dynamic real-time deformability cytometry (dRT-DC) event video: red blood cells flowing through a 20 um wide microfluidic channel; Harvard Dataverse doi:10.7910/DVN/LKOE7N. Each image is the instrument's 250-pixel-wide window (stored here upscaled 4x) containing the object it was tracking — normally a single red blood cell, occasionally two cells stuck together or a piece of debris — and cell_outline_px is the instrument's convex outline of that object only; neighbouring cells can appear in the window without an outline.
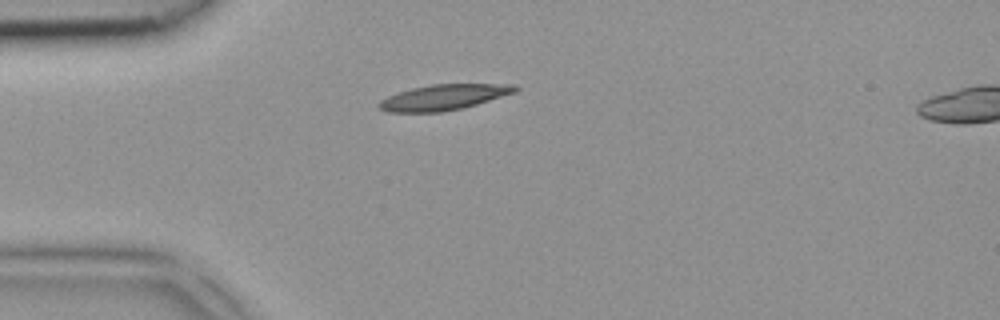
{"species": "common noctule bat (a hibernating species)", "species_latin": "Nyctalus noctula", "temperature_condition": "room temperature", "stored_images_in_passage": 2, "segment_of_instrument_passage": [1, 2], "camera_frame_rate_fps": 3000, "um_per_image_px": 0.085, "animal": {"sex": "female", "body_mass_g": 18.4}, "frame": {"image": 1, "passage_image": 1, "time_ms": 0.0, "image_size_px": [1000, 320], "cell_outline_px": [[520, 88], [516, 92], [464, 108], [440, 112], [388, 112], [380, 108], [376, 104], [380, 100], [396, 92], [412, 88], [432, 84], [516, 84]], "centroid_in_image_um": [37.72, 8.26], "position_along_channel_um": 47.3, "area_um2": 20.4}}